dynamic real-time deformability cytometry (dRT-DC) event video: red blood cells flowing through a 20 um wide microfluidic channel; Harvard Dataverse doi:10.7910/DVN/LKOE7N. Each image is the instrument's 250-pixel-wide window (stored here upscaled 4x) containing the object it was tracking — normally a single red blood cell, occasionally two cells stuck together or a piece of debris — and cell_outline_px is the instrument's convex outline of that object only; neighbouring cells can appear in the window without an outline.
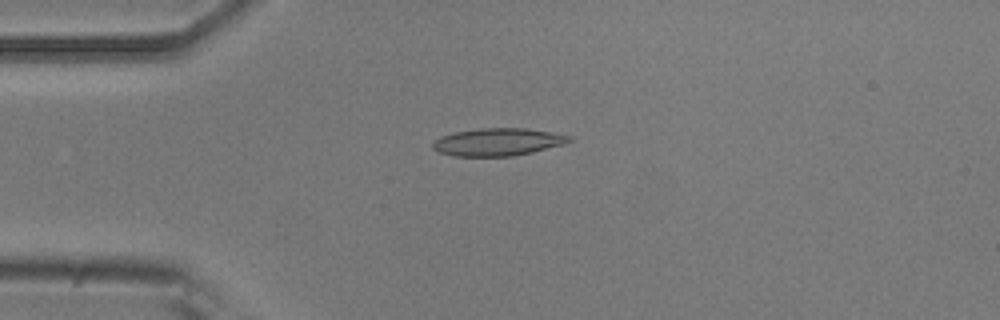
{"species": "common noctule bat (a hibernating species)", "species_latin": "Nyctalus noctula", "temperature_condition": "room temperature", "stored_images_in_passage": 6, "camera_frame_rate_fps": 3000, "um_per_image_px": 0.085, "animal": {"sex": "male", "body_mass_g": 20.5, "forearm_length_mm": 52.5}, "frame": {"image": 1, "passage_image": 2, "time_ms": 1.0, "image_size_px": [1000, 320], "cell_outline_px": [[572, 140], [560, 144], [532, 152], [512, 156], [452, 156], [440, 152], [432, 148], [432, 144], [440, 136], [452, 132], [480, 128], [528, 128], [572, 136]], "centroid_in_image_um": [42.26, 12.06], "position_along_channel_um": 42.7, "area_um2": 21.79}}
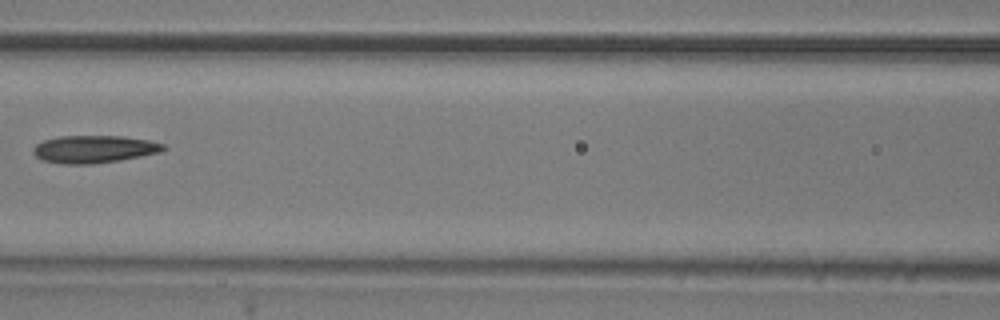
{"frame": {"image": 2, "passage_image": 5, "time_ms": 4.667, "image_size_px": [1000, 320], "cell_outline_px": [[168, 148], [160, 152], [120, 160], [92, 164], [64, 164], [40, 160], [32, 152], [32, 148], [36, 144], [44, 140], [60, 136], [124, 136], [148, 140], [164, 144]], "centroid_in_image_um": [7.98, 12.68], "position_along_channel_um": 158.6, "area_um2": 20.98}}
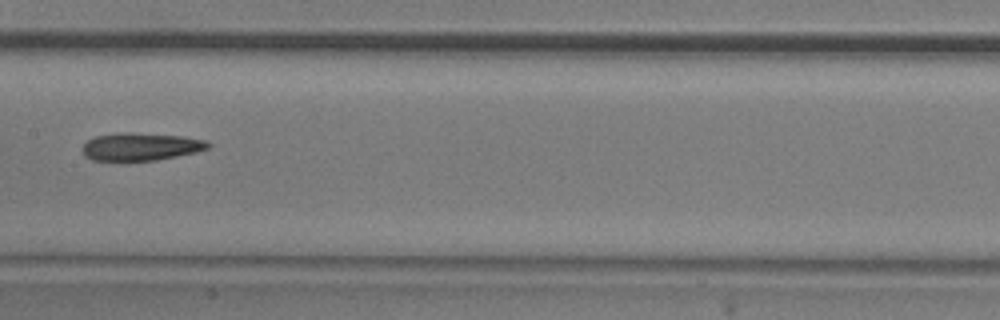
{"frame": {"image": 3, "passage_image": 6, "time_ms": 5.667, "image_size_px": [1000, 320], "cell_outline_px": [[212, 144], [208, 148], [196, 152], [156, 160], [92, 160], [84, 156], [80, 148], [88, 140], [96, 136], [116, 132], [132, 132], [184, 136], [208, 140]], "centroid_in_image_um": [11.96, 12.45], "position_along_channel_um": 195.4, "area_um2": 20.52}}